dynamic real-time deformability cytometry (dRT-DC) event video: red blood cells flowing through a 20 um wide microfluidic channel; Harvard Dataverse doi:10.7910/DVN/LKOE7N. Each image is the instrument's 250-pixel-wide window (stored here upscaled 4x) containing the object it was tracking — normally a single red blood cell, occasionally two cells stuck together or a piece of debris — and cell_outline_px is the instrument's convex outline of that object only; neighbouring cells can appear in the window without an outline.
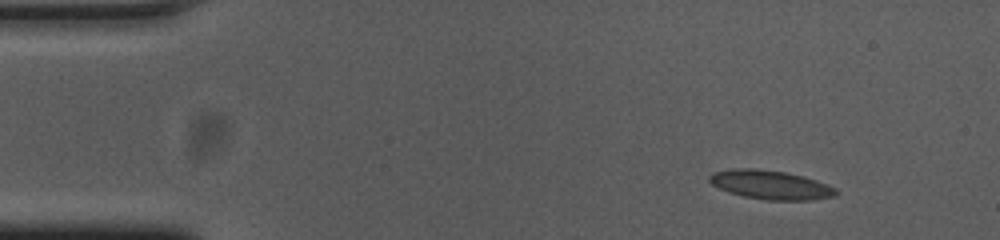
{"species": "common noctule bat (a hibernating species)", "species_latin": "Nyctalus noctula", "temperature_condition": "cold", "stored_images_in_passage": 50, "camera_frame_rate_fps": 3000, "um_per_image_px": 0.085, "animal": {"sex": "female", "body_mass_g": 23.0, "forearm_length_mm": 53.4}, "frame": {"image": 1, "passage_image": 1, "time_ms": 0.0, "image_size_px": [1000, 240], "cell_outline_px": [[840, 192], [836, 196], [808, 200], [768, 200], [744, 196], [720, 188], [712, 184], [708, 180], [708, 176], [712, 172], [740, 168], [756, 168], [784, 172], [804, 176], [828, 184], [836, 188]], "centroid_in_image_um": [65.55, 15.7], "position_along_channel_um": 19.5, "area_um2": 21.27}}
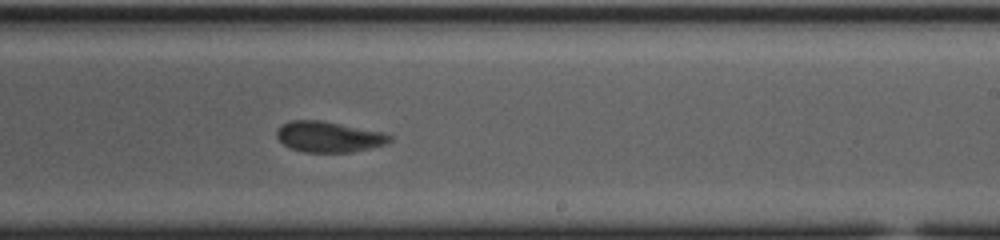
{"frame": {"image": 2, "passage_image": 28, "time_ms": 9.0, "image_size_px": [1000, 240], "cell_outline_px": [[392, 140], [384, 144], [352, 152], [304, 152], [292, 148], [284, 144], [276, 136], [276, 132], [288, 120], [320, 120], [380, 132], [392, 136]], "centroid_in_image_um": [27.92, 11.63], "position_along_channel_um": 261.1, "area_um2": 19.77}}
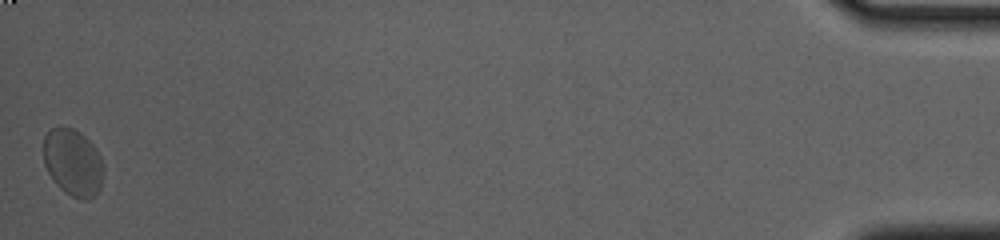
{"frame": {"image": 3, "passage_image": 50, "time_ms": 16.333, "image_size_px": [1000, 240], "cell_outline_px": [[104, 168], [100, 188], [88, 200], [84, 200], [72, 196], [64, 192], [56, 184], [48, 172], [44, 164], [44, 136], [52, 128], [72, 128], [80, 132], [92, 144], [100, 156]], "centroid_in_image_um": [6.2, 13.82], "position_along_channel_um": 429.0, "area_um2": 23.18}, "authors_computed_cell_mechanics": {"area_um2": 20.6346, "velocity_mm_per_s": 3.6377, "shape_relaxation_time_tau1_ms": 4.3319, "shape_relaxation_time_tau2_ms": 1.3211, "deformation_change_tau1": 0.1375, "deformation_change_tau2": 0.0765}}